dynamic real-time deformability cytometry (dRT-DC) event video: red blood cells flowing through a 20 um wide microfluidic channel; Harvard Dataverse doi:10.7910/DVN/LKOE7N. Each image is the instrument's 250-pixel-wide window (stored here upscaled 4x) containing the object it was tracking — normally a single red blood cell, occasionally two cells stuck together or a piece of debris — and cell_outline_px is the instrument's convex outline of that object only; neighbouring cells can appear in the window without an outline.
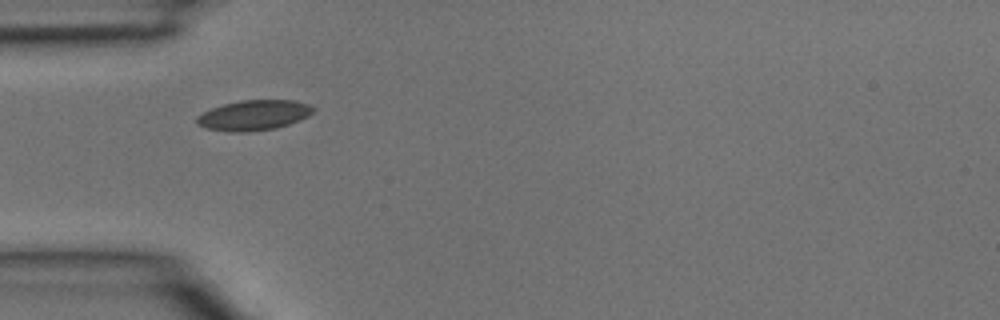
{"species": "common noctule bat (a hibernating species)", "species_latin": "Nyctalus noctula", "temperature_condition": "room temperature", "stored_images_in_passage": 1, "camera_frame_rate_fps": 3000, "um_per_image_px": 0.085, "animal": {"sex": "male", "body_mass_g": 15.6}, "frame": {"image": 1, "passage_image": 1, "time_ms": 0.0, "image_size_px": [1000, 320], "cell_outline_px": [[316, 108], [308, 116], [300, 120], [276, 128], [248, 132], [228, 132], [204, 128], [196, 124], [196, 116], [212, 108], [224, 104], [240, 100], [292, 100], [308, 104]], "centroid_in_image_um": [21.55, 9.8], "position_along_channel_um": 63.5, "area_um2": 20.58}}